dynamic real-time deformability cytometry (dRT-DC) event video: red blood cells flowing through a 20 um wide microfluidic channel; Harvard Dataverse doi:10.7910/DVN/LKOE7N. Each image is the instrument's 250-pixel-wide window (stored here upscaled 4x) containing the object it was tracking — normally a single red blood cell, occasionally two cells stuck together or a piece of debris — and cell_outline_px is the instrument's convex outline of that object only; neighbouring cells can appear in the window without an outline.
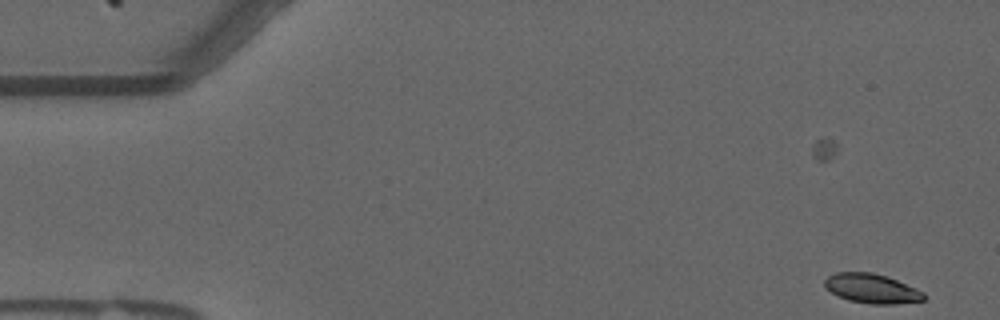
{"species": "common noctule bat (a hibernating species)", "species_latin": "Nyctalus noctula", "temperature_condition": "warm", "stored_images_in_passage": 54, "camera_frame_rate_fps": 3000, "um_per_image_px": 0.085, "animal": {"sex": "male", "forearm_length_mm": 52.5}, "frame": {"image": 1, "passage_image": 1, "time_ms": 0.0, "image_size_px": [1000, 320], "cell_outline_px": [[924, 300], [896, 304], [872, 304], [848, 300], [832, 292], [824, 284], [824, 280], [828, 276], [836, 272], [872, 272], [888, 276], [916, 288], [924, 292]], "centroid_in_image_um": [74.12, 24.51], "position_along_channel_um": 10.9, "area_um2": 16.94}}
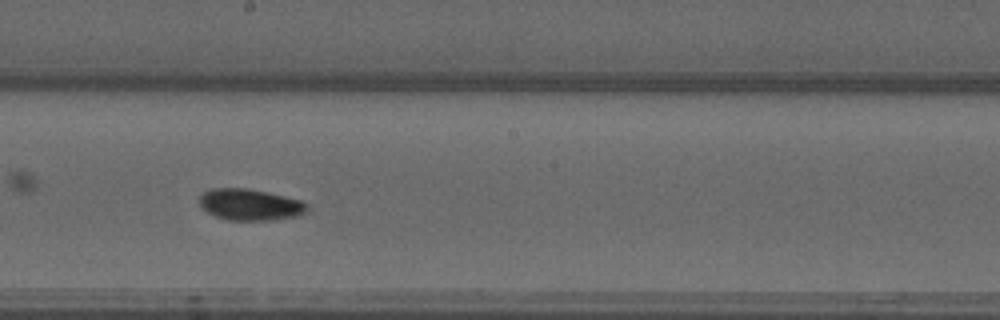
{"frame": {"image": 2, "passage_image": 29, "time_ms": 9.333, "image_size_px": [1000, 320], "cell_outline_px": [[308, 208], [300, 216], [276, 220], [228, 220], [216, 216], [208, 212], [200, 204], [200, 196], [204, 192], [212, 188], [248, 188], [268, 192], [300, 200], [308, 204]], "centroid_in_image_um": [21.29, 17.39], "position_along_channel_um": 226.9, "area_um2": 19.71}}
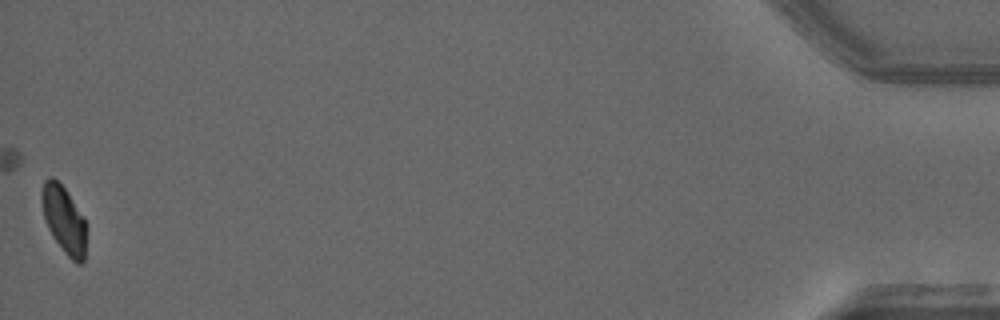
{"frame": {"image": 3, "passage_image": 54, "time_ms": 17.667, "image_size_px": [1000, 320], "cell_outline_px": [[84, 260], [80, 264], [76, 264], [64, 252], [52, 236], [48, 228], [44, 216], [40, 200], [40, 192], [44, 180], [48, 176], [52, 176], [64, 188], [84, 220]], "centroid_in_image_um": [5.36, 18.65], "position_along_channel_um": 429.8, "area_um2": 16.99}}